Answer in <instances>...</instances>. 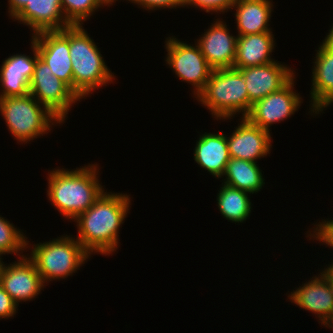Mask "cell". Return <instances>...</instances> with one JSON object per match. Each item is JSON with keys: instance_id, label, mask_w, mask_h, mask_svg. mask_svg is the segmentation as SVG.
I'll return each mask as SVG.
<instances>
[{"instance_id": "obj_1", "label": "cell", "mask_w": 333, "mask_h": 333, "mask_svg": "<svg viewBox=\"0 0 333 333\" xmlns=\"http://www.w3.org/2000/svg\"><path fill=\"white\" fill-rule=\"evenodd\" d=\"M130 195L104 191L95 203L73 221L76 239L92 255H113L119 245V229L130 213Z\"/></svg>"}, {"instance_id": "obj_2", "label": "cell", "mask_w": 333, "mask_h": 333, "mask_svg": "<svg viewBox=\"0 0 333 333\" xmlns=\"http://www.w3.org/2000/svg\"><path fill=\"white\" fill-rule=\"evenodd\" d=\"M98 166L94 163L75 170L54 168L48 172V200L67 220L73 221L85 212L105 191L97 176Z\"/></svg>"}, {"instance_id": "obj_3", "label": "cell", "mask_w": 333, "mask_h": 333, "mask_svg": "<svg viewBox=\"0 0 333 333\" xmlns=\"http://www.w3.org/2000/svg\"><path fill=\"white\" fill-rule=\"evenodd\" d=\"M97 47L83 25L69 26L73 92L80 100L115 80Z\"/></svg>"}, {"instance_id": "obj_4", "label": "cell", "mask_w": 333, "mask_h": 333, "mask_svg": "<svg viewBox=\"0 0 333 333\" xmlns=\"http://www.w3.org/2000/svg\"><path fill=\"white\" fill-rule=\"evenodd\" d=\"M196 99L217 121L231 120L240 113L245 118L252 107L243 75L235 68L213 70Z\"/></svg>"}, {"instance_id": "obj_5", "label": "cell", "mask_w": 333, "mask_h": 333, "mask_svg": "<svg viewBox=\"0 0 333 333\" xmlns=\"http://www.w3.org/2000/svg\"><path fill=\"white\" fill-rule=\"evenodd\" d=\"M30 250L27 256L35 263L43 283L47 285L50 281L72 276L92 257L75 237L67 234L37 243Z\"/></svg>"}, {"instance_id": "obj_6", "label": "cell", "mask_w": 333, "mask_h": 333, "mask_svg": "<svg viewBox=\"0 0 333 333\" xmlns=\"http://www.w3.org/2000/svg\"><path fill=\"white\" fill-rule=\"evenodd\" d=\"M0 113L8 130L21 144L48 134L52 125L62 123L31 94L0 98Z\"/></svg>"}, {"instance_id": "obj_7", "label": "cell", "mask_w": 333, "mask_h": 333, "mask_svg": "<svg viewBox=\"0 0 333 333\" xmlns=\"http://www.w3.org/2000/svg\"><path fill=\"white\" fill-rule=\"evenodd\" d=\"M165 47L166 64L180 80L192 85L193 96L196 98L208 82L213 69L196 43L195 46L190 45L170 36L166 38Z\"/></svg>"}, {"instance_id": "obj_8", "label": "cell", "mask_w": 333, "mask_h": 333, "mask_svg": "<svg viewBox=\"0 0 333 333\" xmlns=\"http://www.w3.org/2000/svg\"><path fill=\"white\" fill-rule=\"evenodd\" d=\"M29 94L46 107L62 123L72 105L80 101L78 96L59 78L53 75L49 66L40 58L36 60Z\"/></svg>"}, {"instance_id": "obj_9", "label": "cell", "mask_w": 333, "mask_h": 333, "mask_svg": "<svg viewBox=\"0 0 333 333\" xmlns=\"http://www.w3.org/2000/svg\"><path fill=\"white\" fill-rule=\"evenodd\" d=\"M295 79L294 76L279 91L254 102L245 118L251 124L269 132L271 125L291 118L303 103L300 94L294 89Z\"/></svg>"}, {"instance_id": "obj_10", "label": "cell", "mask_w": 333, "mask_h": 333, "mask_svg": "<svg viewBox=\"0 0 333 333\" xmlns=\"http://www.w3.org/2000/svg\"><path fill=\"white\" fill-rule=\"evenodd\" d=\"M288 299L300 308L314 313L322 326L333 329V279L323 269L288 294Z\"/></svg>"}, {"instance_id": "obj_11", "label": "cell", "mask_w": 333, "mask_h": 333, "mask_svg": "<svg viewBox=\"0 0 333 333\" xmlns=\"http://www.w3.org/2000/svg\"><path fill=\"white\" fill-rule=\"evenodd\" d=\"M39 58L73 91V72L69 49V26L62 30L42 31L32 35Z\"/></svg>"}, {"instance_id": "obj_12", "label": "cell", "mask_w": 333, "mask_h": 333, "mask_svg": "<svg viewBox=\"0 0 333 333\" xmlns=\"http://www.w3.org/2000/svg\"><path fill=\"white\" fill-rule=\"evenodd\" d=\"M19 259V260H18ZM12 264H4L0 274V285L19 306V302L31 301L44 289V283L35 263L28 257L18 258Z\"/></svg>"}, {"instance_id": "obj_13", "label": "cell", "mask_w": 333, "mask_h": 333, "mask_svg": "<svg viewBox=\"0 0 333 333\" xmlns=\"http://www.w3.org/2000/svg\"><path fill=\"white\" fill-rule=\"evenodd\" d=\"M197 42L200 51L213 70L233 68L236 58L237 34H230L224 20L215 19ZM233 35V36H232Z\"/></svg>"}, {"instance_id": "obj_14", "label": "cell", "mask_w": 333, "mask_h": 333, "mask_svg": "<svg viewBox=\"0 0 333 333\" xmlns=\"http://www.w3.org/2000/svg\"><path fill=\"white\" fill-rule=\"evenodd\" d=\"M240 124L227 137L231 158L256 162L271 152V133L240 117Z\"/></svg>"}, {"instance_id": "obj_15", "label": "cell", "mask_w": 333, "mask_h": 333, "mask_svg": "<svg viewBox=\"0 0 333 333\" xmlns=\"http://www.w3.org/2000/svg\"><path fill=\"white\" fill-rule=\"evenodd\" d=\"M244 78L249 101L263 99L269 94L279 91L296 73L287 64L274 61L269 64L238 69Z\"/></svg>"}, {"instance_id": "obj_16", "label": "cell", "mask_w": 333, "mask_h": 333, "mask_svg": "<svg viewBox=\"0 0 333 333\" xmlns=\"http://www.w3.org/2000/svg\"><path fill=\"white\" fill-rule=\"evenodd\" d=\"M31 41L33 57L25 54L10 55L0 68V98L26 96L39 58L36 44Z\"/></svg>"}, {"instance_id": "obj_17", "label": "cell", "mask_w": 333, "mask_h": 333, "mask_svg": "<svg viewBox=\"0 0 333 333\" xmlns=\"http://www.w3.org/2000/svg\"><path fill=\"white\" fill-rule=\"evenodd\" d=\"M26 24L32 35L42 31L62 30L70 24L62 11L61 0H30L12 18Z\"/></svg>"}, {"instance_id": "obj_18", "label": "cell", "mask_w": 333, "mask_h": 333, "mask_svg": "<svg viewBox=\"0 0 333 333\" xmlns=\"http://www.w3.org/2000/svg\"><path fill=\"white\" fill-rule=\"evenodd\" d=\"M312 66V86L310 93L311 115L321 112L333 104V54L322 44L318 46Z\"/></svg>"}, {"instance_id": "obj_19", "label": "cell", "mask_w": 333, "mask_h": 333, "mask_svg": "<svg viewBox=\"0 0 333 333\" xmlns=\"http://www.w3.org/2000/svg\"><path fill=\"white\" fill-rule=\"evenodd\" d=\"M227 136L222 132L200 135L194 148V160L216 179L223 178L230 154Z\"/></svg>"}, {"instance_id": "obj_20", "label": "cell", "mask_w": 333, "mask_h": 333, "mask_svg": "<svg viewBox=\"0 0 333 333\" xmlns=\"http://www.w3.org/2000/svg\"><path fill=\"white\" fill-rule=\"evenodd\" d=\"M274 39L273 32L237 36L233 68L242 69L274 62L275 60L271 58L276 45Z\"/></svg>"}, {"instance_id": "obj_21", "label": "cell", "mask_w": 333, "mask_h": 333, "mask_svg": "<svg viewBox=\"0 0 333 333\" xmlns=\"http://www.w3.org/2000/svg\"><path fill=\"white\" fill-rule=\"evenodd\" d=\"M273 0H237L231 8L235 9L238 35L272 32L270 26Z\"/></svg>"}, {"instance_id": "obj_22", "label": "cell", "mask_w": 333, "mask_h": 333, "mask_svg": "<svg viewBox=\"0 0 333 333\" xmlns=\"http://www.w3.org/2000/svg\"><path fill=\"white\" fill-rule=\"evenodd\" d=\"M223 177L224 184L252 194L258 193L265 184L259 165L242 159L230 158Z\"/></svg>"}, {"instance_id": "obj_23", "label": "cell", "mask_w": 333, "mask_h": 333, "mask_svg": "<svg viewBox=\"0 0 333 333\" xmlns=\"http://www.w3.org/2000/svg\"><path fill=\"white\" fill-rule=\"evenodd\" d=\"M217 194V205L221 215L228 221L243 223L251 215L252 202L249 192L239 190L224 183Z\"/></svg>"}, {"instance_id": "obj_24", "label": "cell", "mask_w": 333, "mask_h": 333, "mask_svg": "<svg viewBox=\"0 0 333 333\" xmlns=\"http://www.w3.org/2000/svg\"><path fill=\"white\" fill-rule=\"evenodd\" d=\"M21 229H17L13 223L7 221L0 215V254H13L20 257L25 256L23 253L30 249L29 240Z\"/></svg>"}, {"instance_id": "obj_25", "label": "cell", "mask_w": 333, "mask_h": 333, "mask_svg": "<svg viewBox=\"0 0 333 333\" xmlns=\"http://www.w3.org/2000/svg\"><path fill=\"white\" fill-rule=\"evenodd\" d=\"M111 5L109 0H61L62 11L70 25H83L97 9Z\"/></svg>"}, {"instance_id": "obj_26", "label": "cell", "mask_w": 333, "mask_h": 333, "mask_svg": "<svg viewBox=\"0 0 333 333\" xmlns=\"http://www.w3.org/2000/svg\"><path fill=\"white\" fill-rule=\"evenodd\" d=\"M237 0H184L185 6H194L195 8L202 9L206 13H225L233 7Z\"/></svg>"}, {"instance_id": "obj_27", "label": "cell", "mask_w": 333, "mask_h": 333, "mask_svg": "<svg viewBox=\"0 0 333 333\" xmlns=\"http://www.w3.org/2000/svg\"><path fill=\"white\" fill-rule=\"evenodd\" d=\"M333 219V218H332ZM324 220L317 224L314 225L316 226L315 228L313 227V230L307 233L308 235L306 236L307 238L309 237V240H316L321 242L324 245H327L328 247L333 248V220ZM312 232V233H311Z\"/></svg>"}, {"instance_id": "obj_28", "label": "cell", "mask_w": 333, "mask_h": 333, "mask_svg": "<svg viewBox=\"0 0 333 333\" xmlns=\"http://www.w3.org/2000/svg\"><path fill=\"white\" fill-rule=\"evenodd\" d=\"M130 1L131 3L137 4L139 7H142L145 10H161L170 8L176 9L180 7H184V0H126ZM180 6V7H179Z\"/></svg>"}, {"instance_id": "obj_29", "label": "cell", "mask_w": 333, "mask_h": 333, "mask_svg": "<svg viewBox=\"0 0 333 333\" xmlns=\"http://www.w3.org/2000/svg\"><path fill=\"white\" fill-rule=\"evenodd\" d=\"M18 310V305L11 296L0 285V320L14 317Z\"/></svg>"}, {"instance_id": "obj_30", "label": "cell", "mask_w": 333, "mask_h": 333, "mask_svg": "<svg viewBox=\"0 0 333 333\" xmlns=\"http://www.w3.org/2000/svg\"><path fill=\"white\" fill-rule=\"evenodd\" d=\"M30 0H8V15L12 19Z\"/></svg>"}, {"instance_id": "obj_31", "label": "cell", "mask_w": 333, "mask_h": 333, "mask_svg": "<svg viewBox=\"0 0 333 333\" xmlns=\"http://www.w3.org/2000/svg\"><path fill=\"white\" fill-rule=\"evenodd\" d=\"M322 45L333 54V24L324 40L322 41Z\"/></svg>"}, {"instance_id": "obj_32", "label": "cell", "mask_w": 333, "mask_h": 333, "mask_svg": "<svg viewBox=\"0 0 333 333\" xmlns=\"http://www.w3.org/2000/svg\"><path fill=\"white\" fill-rule=\"evenodd\" d=\"M332 264H328L327 268H324V271L331 277L333 278V262Z\"/></svg>"}, {"instance_id": "obj_33", "label": "cell", "mask_w": 333, "mask_h": 333, "mask_svg": "<svg viewBox=\"0 0 333 333\" xmlns=\"http://www.w3.org/2000/svg\"><path fill=\"white\" fill-rule=\"evenodd\" d=\"M1 256H3L2 254H0V274H1V270H2V267H3V265H4V262H3V260H2V257Z\"/></svg>"}, {"instance_id": "obj_34", "label": "cell", "mask_w": 333, "mask_h": 333, "mask_svg": "<svg viewBox=\"0 0 333 333\" xmlns=\"http://www.w3.org/2000/svg\"><path fill=\"white\" fill-rule=\"evenodd\" d=\"M116 1H119V0H109V2L113 5V3H116Z\"/></svg>"}]
</instances>
